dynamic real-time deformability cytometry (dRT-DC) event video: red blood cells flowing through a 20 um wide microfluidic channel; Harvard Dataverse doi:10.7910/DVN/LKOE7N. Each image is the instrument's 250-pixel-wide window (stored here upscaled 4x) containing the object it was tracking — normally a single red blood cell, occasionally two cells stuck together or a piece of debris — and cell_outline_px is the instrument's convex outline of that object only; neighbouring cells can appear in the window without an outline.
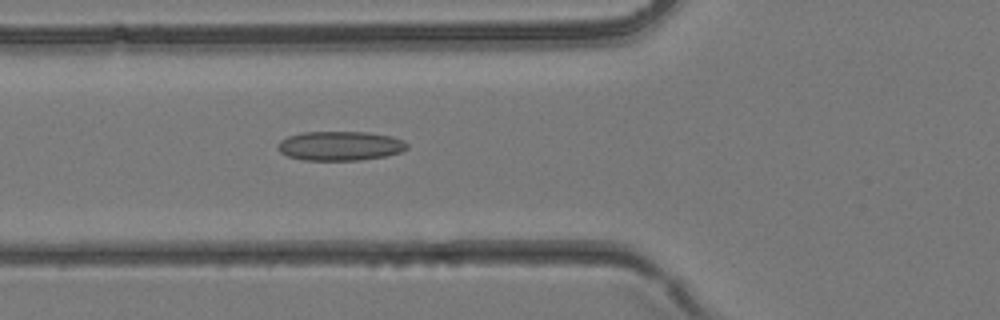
{"species": "common noctule bat (a hibernating species)", "species_latin": "Nyctalus noctula", "temperature_condition": "room temperature", "stored_images_in_passage": 40, "camera_frame_rate_fps": 3000, "um_per_image_px": 0.085, "animal": {"sex": "female", "body_mass_g": 24.6, "forearm_length_mm": 56.2}, "frame": {"image": 1, "passage_image": 15, "time_ms": 4.667, "image_size_px": [1000, 320], "cell_outline_px": [[408, 148], [400, 152], [384, 156], [360, 160], [304, 160], [288, 156], [280, 152], [276, 148], [276, 144], [280, 140], [288, 136], [300, 132], [368, 132], [392, 136], [404, 140], [408, 144]], "centroid_in_image_um": [28.89, 12.39], "position_along_channel_um": 96.9, "area_um2": 22.25}}
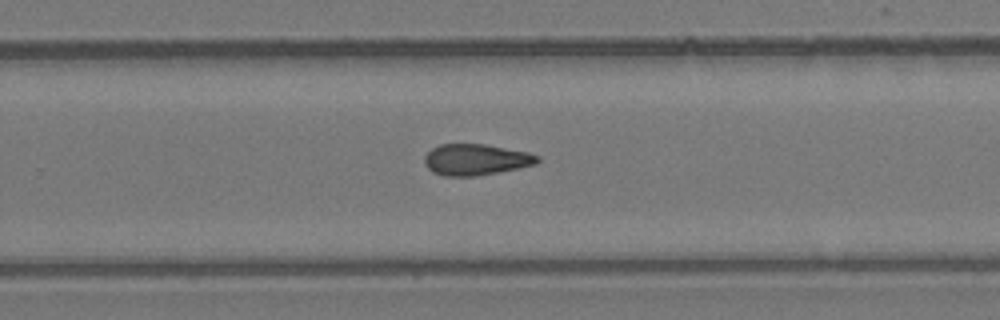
{"frame": {"image": 2, "passage_image": 26, "time_ms": 8.333, "image_size_px": [1000, 320], "cell_outline_px": [[540, 160], [536, 164], [500, 172], [476, 176], [444, 176], [432, 172], [424, 164], [424, 156], [432, 148], [440, 144], [484, 144], [528, 152], [540, 156]], "centroid_in_image_um": [40.44, 13.57], "position_along_channel_um": 289.4, "area_um2": 20.63}}
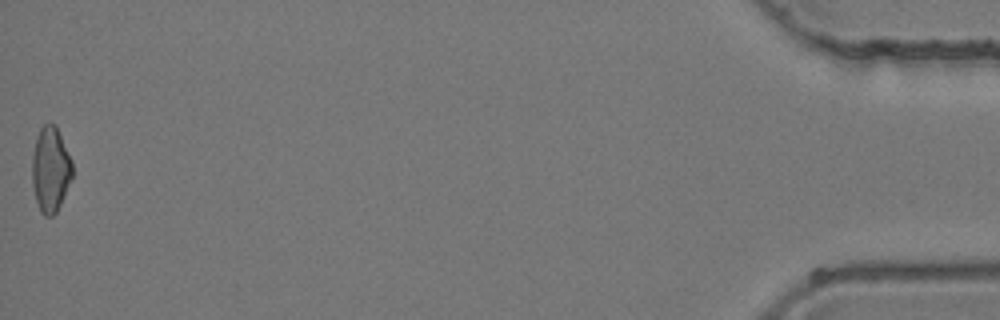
{"frame": {"image": 3, "passage_image": 40, "time_ms": 13.0, "image_size_px": [1000, 320], "cell_outline_px": [[72, 176], [60, 204], [56, 212], [52, 216], [44, 216], [40, 212], [36, 200], [32, 184], [32, 156], [36, 136], [40, 128], [48, 120], [56, 124], [72, 160]], "centroid_in_image_um": [4.28, 14.35], "position_along_channel_um": 430.9, "area_um2": 20.17}}